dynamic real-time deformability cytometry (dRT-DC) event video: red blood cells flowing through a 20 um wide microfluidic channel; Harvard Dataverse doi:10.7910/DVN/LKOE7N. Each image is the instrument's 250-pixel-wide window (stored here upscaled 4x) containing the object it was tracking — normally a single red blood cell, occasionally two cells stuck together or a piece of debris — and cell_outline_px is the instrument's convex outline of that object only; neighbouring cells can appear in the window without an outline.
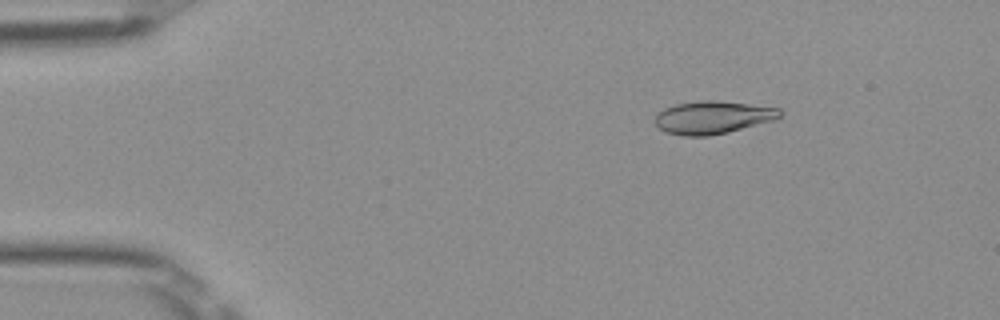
{"species": "Egyptian fruit bat (a non-hibernating species)", "species_latin": "Rousettus aegyptiacus", "temperature_condition": "room temperature", "stored_images_in_passage": 51, "camera_frame_rate_fps": 3000, "um_per_image_px": 0.085, "frame": {"image": 1, "passage_image": 8, "time_ms": 2.333, "image_size_px": [1000, 320], "cell_outline_px": [[784, 112], [776, 120], [728, 132], [708, 136], [684, 136], [664, 132], [652, 120], [656, 112], [664, 108], [676, 104], [700, 100], [716, 100], [780, 108]], "centroid_in_image_um": [60.56, 9.98], "position_along_channel_um": 24.4, "area_um2": 24.22}}
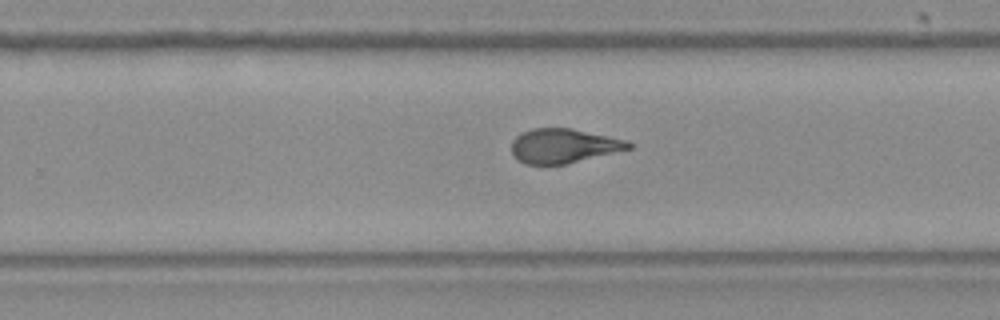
{"frame": {"image": 2, "passage_image": 33, "time_ms": 10.667, "image_size_px": [1000, 320], "cell_outline_px": [[632, 148], [564, 164], [524, 164], [516, 160], [512, 156], [512, 140], [520, 132], [532, 128], [572, 128], [628, 140], [632, 144]], "centroid_in_image_um": [47.86, 12.39], "position_along_channel_um": 281.9, "area_um2": 23.52}}
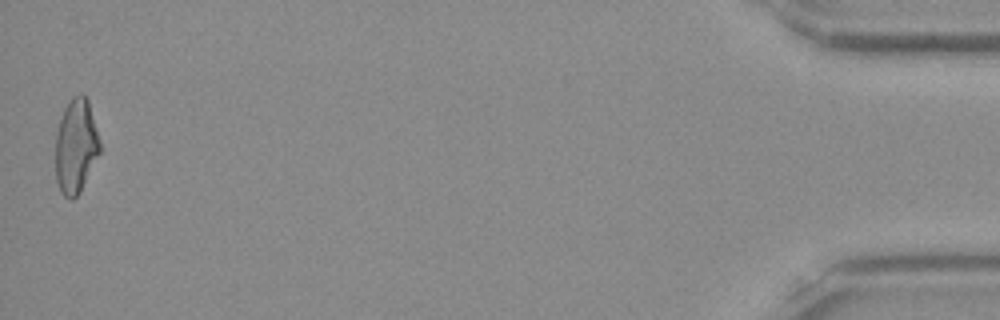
{"frame": {"image": 3, "passage_image": 51, "time_ms": 16.667, "image_size_px": [1000, 320], "cell_outline_px": [[100, 152], [80, 192], [72, 200], [68, 200], [60, 192], [56, 180], [56, 132], [64, 108], [68, 100], [72, 96], [80, 92], [84, 92], [88, 100], [100, 140]], "centroid_in_image_um": [6.45, 12.4], "position_along_channel_um": 428.8, "area_um2": 24.62}, "authors_computed_cell_mechanics": {"area_um2": 24.2182, "velocity_mm_per_s": 3.9885, "shape_relaxation_time_tau1_ms": 7.7901, "shape_relaxation_time_tau2_ms": 1.2249, "deformation_change_tau1": 0.2112, "deformation_change_tau2": 0.0634}}